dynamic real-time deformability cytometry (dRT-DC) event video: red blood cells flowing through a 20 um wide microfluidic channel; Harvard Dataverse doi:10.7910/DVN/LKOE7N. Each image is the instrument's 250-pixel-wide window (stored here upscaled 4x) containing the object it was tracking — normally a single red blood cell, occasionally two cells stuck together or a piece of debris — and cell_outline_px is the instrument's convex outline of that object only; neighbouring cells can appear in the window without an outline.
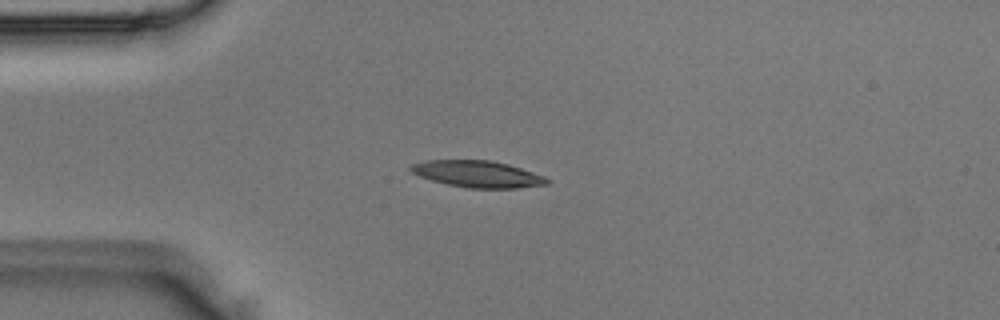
{"species": "Egyptian fruit bat (a non-hibernating species)", "species_latin": "Rousettus aegyptiacus", "temperature_condition": "room temperature", "stored_images_in_passage": 3, "camera_frame_rate_fps": 3000, "um_per_image_px": 0.085, "animal": {"sex": "male"}, "frame": {"image": 1, "passage_image": 2, "time_ms": 0.333, "image_size_px": [1000, 320], "cell_outline_px": [[552, 180], [548, 184], [516, 188], [468, 188], [448, 184], [432, 180], [420, 176], [412, 172], [408, 168], [412, 164], [424, 160], [492, 160], [508, 164], [544, 176]], "centroid_in_image_um": [40.6, 14.79], "position_along_channel_um": 44.4, "area_um2": 21.1}}